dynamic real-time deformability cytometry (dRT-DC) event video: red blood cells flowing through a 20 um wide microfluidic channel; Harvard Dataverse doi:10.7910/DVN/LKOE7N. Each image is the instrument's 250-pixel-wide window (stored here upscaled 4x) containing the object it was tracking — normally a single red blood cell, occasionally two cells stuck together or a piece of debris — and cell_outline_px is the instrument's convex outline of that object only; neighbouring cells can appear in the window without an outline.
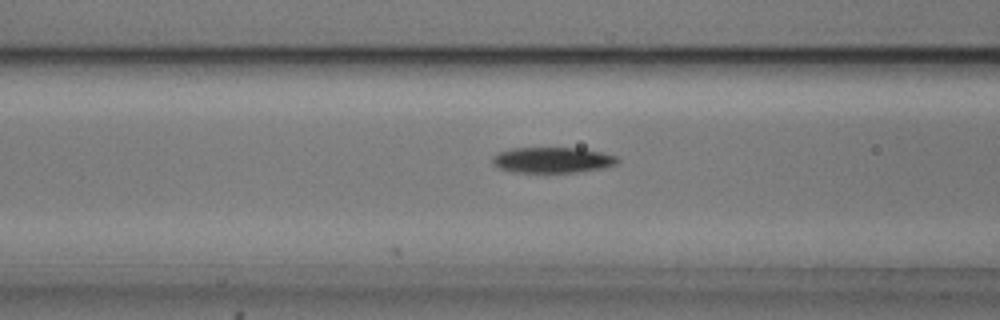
{"species": "common noctule bat (a hibernating species)", "species_latin": "Nyctalus noctula", "temperature_condition": "cold", "stored_images_in_passage": 7, "camera_frame_rate_fps": 3000, "um_per_image_px": 0.085, "animal": {"sex": "male", "body_mass_g": 20.5, "forearm_length_mm": 52.5}, "frame": {"image": 1, "passage_image": 7, "time_ms": 2.0, "image_size_px": [1000, 320], "cell_outline_px": [[620, 160], [616, 164], [604, 168], [576, 172], [512, 172], [500, 168], [492, 164], [492, 156], [496, 152], [512, 148], [580, 148], [600, 152], [616, 156]], "centroid_in_image_um": [46.92, 13.6], "position_along_channel_um": 119.7, "area_um2": 18.79}}